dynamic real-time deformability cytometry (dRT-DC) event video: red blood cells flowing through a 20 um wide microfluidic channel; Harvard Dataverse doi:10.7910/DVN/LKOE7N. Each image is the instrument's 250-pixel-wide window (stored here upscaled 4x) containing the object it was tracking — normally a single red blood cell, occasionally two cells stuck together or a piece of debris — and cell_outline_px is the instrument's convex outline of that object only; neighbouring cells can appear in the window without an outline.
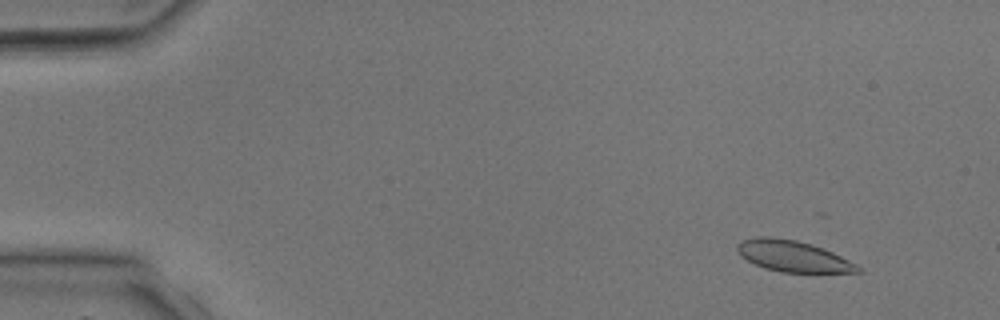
{"species": "common noctule bat (a hibernating species)", "species_latin": "Nyctalus noctula", "temperature_condition": "room temperature", "stored_images_in_passage": 3, "camera_frame_rate_fps": 3000, "um_per_image_px": 0.085, "animal": {"sex": "male", "body_mass_g": 17.9, "forearm_length_mm": 54.2}, "frame": {"image": 1, "passage_image": 1, "time_ms": 0.0, "image_size_px": [1000, 320], "cell_outline_px": [[864, 272], [780, 272], [764, 268], [740, 256], [736, 248], [736, 244], [744, 240], [756, 236], [772, 236], [796, 240], [812, 244], [832, 252], [864, 268]], "centroid_in_image_um": [67.4, 21.77], "position_along_channel_um": 17.6, "area_um2": 21.91}}
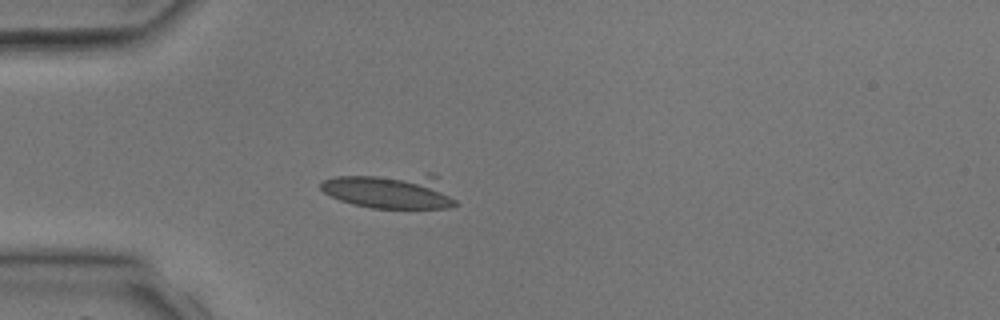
{"frame": {"image": 2, "passage_image": 3, "time_ms": 2.667, "image_size_px": [1000, 320], "cell_outline_px": [[460, 204], [448, 208], [372, 208], [352, 204], [340, 200], [324, 192], [320, 188], [320, 184], [324, 180], [336, 176], [428, 172], [432, 172], [440, 176]], "centroid_in_image_um": [33.3, 16.2], "position_along_channel_um": 51.7, "area_um2": 28.67}}